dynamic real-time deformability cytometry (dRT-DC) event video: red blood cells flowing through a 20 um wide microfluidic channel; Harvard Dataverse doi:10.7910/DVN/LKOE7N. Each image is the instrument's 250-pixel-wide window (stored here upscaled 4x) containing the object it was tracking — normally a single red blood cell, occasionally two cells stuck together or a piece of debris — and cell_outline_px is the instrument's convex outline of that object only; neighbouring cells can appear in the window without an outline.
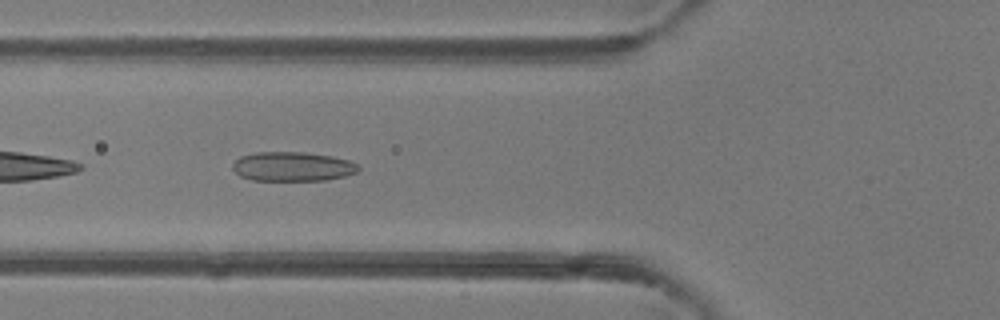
{"species": "common noctule bat (a hibernating species)", "species_latin": "Nyctalus noctula", "temperature_condition": "room temperature", "stored_images_in_passage": 8, "camera_frame_rate_fps": 3000, "um_per_image_px": 0.085, "animal": {"sex": "female"}, "frame": {"image": 1, "passage_image": 5, "time_ms": 1.333, "image_size_px": [1000, 320], "cell_outline_px": [[360, 168], [356, 172], [344, 176], [328, 180], [252, 180], [240, 176], [232, 168], [232, 164], [240, 156], [256, 152], [304, 152], [332, 156], [348, 160], [356, 164]], "centroid_in_image_um": [24.85, 14.15], "position_along_channel_um": 101.0, "area_um2": 21.44}}
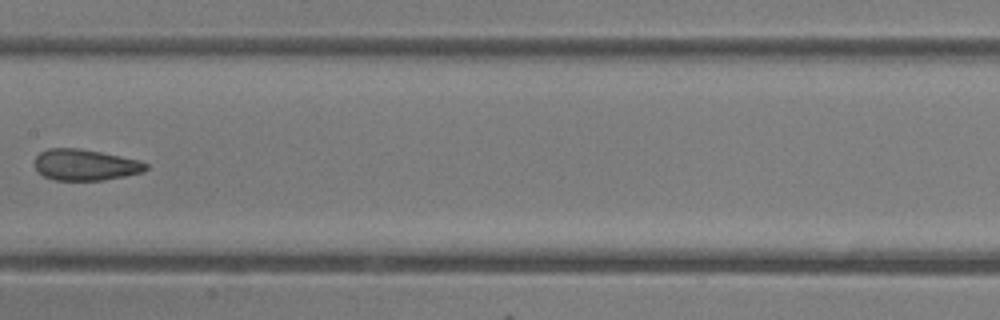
{"frame": {"image": 2, "passage_image": 7, "time_ms": 2.0, "image_size_px": [1000, 320], "cell_outline_px": [[148, 168], [144, 172], [104, 180], [56, 180], [44, 176], [36, 168], [36, 156], [40, 152], [48, 148], [80, 148], [140, 160], [148, 164]], "centroid_in_image_um": [7.28, 14.01], "position_along_channel_um": 200.1, "area_um2": 20.11}}
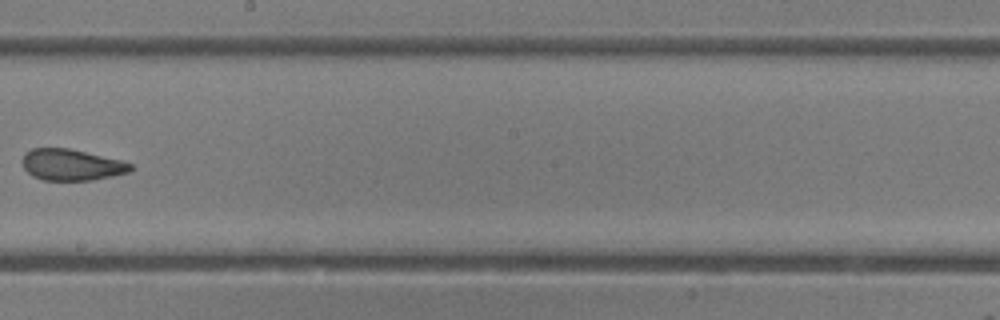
{"frame": {"image": 3, "passage_image": 8, "time_ms": 2.333, "image_size_px": [1000, 320], "cell_outline_px": [[132, 172], [92, 180], [44, 180], [32, 176], [24, 168], [20, 160], [24, 152], [32, 148], [68, 148], [120, 160], [132, 164]], "centroid_in_image_um": [6.04, 14.01], "position_along_channel_um": 242.2, "area_um2": 19.83}}